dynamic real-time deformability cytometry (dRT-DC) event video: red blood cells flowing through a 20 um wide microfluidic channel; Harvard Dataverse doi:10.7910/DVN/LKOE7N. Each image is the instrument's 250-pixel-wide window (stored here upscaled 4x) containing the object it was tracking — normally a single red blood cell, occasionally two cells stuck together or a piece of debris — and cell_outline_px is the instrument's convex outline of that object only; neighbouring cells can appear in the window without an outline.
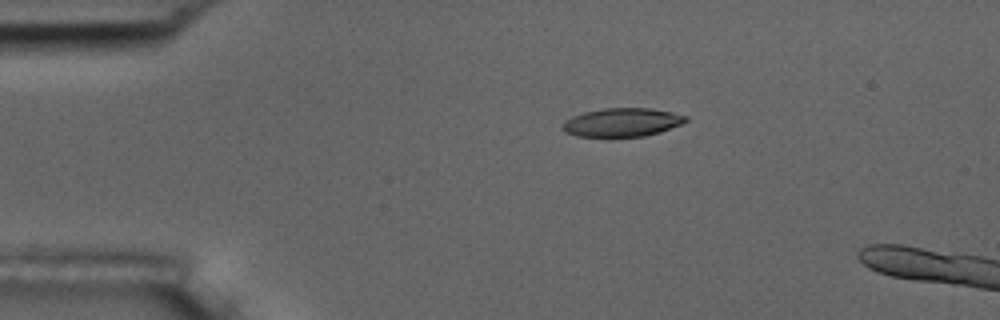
{"species": "common noctule bat (a hibernating species)", "species_latin": "Nyctalus noctula", "temperature_condition": "room temperature", "stored_images_in_passage": 5, "camera_frame_rate_fps": 3000, "um_per_image_px": 0.085, "animal": {"sex": "male", "body_mass_g": 17.5, "forearm_length_mm": 52.3}, "frame": {"image": 1, "passage_image": 4, "time_ms": 3.333, "image_size_px": [1000, 320], "cell_outline_px": [[688, 120], [680, 124], [660, 132], [644, 136], [576, 136], [564, 132], [560, 124], [564, 120], [572, 116], [584, 112], [604, 108], [652, 108], [672, 112], [688, 116]], "centroid_in_image_um": [52.85, 10.39], "position_along_channel_um": 32.2, "area_um2": 20.52}}